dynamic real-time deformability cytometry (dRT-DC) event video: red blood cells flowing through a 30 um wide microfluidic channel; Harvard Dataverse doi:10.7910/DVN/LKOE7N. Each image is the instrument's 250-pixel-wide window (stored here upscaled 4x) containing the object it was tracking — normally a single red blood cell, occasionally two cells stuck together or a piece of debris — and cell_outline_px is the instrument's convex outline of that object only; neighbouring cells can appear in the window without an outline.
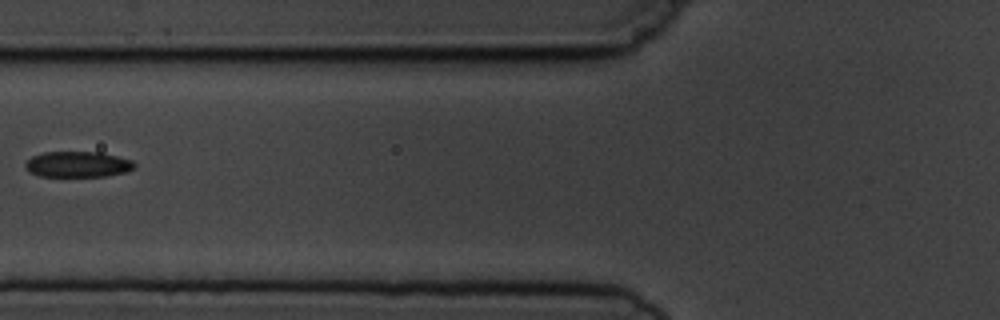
{"species": "common noctule bat (a hibernating species)", "species_latin": "Nyctalus noctula", "temperature_condition": "cold", "stored_images_in_passage": 3, "camera_frame_rate_fps": 3000, "um_per_image_px": 0.085, "animal": {"sex": "male", "body_mass_g": 19.5, "forearm_length_mm": 54.6}, "frame": {"image": 1, "passage_image": 2, "time_ms": 1.333, "image_size_px": [1000, 320], "cell_outline_px": [[136, 168], [124, 172], [104, 176], [40, 176], [28, 172], [24, 164], [32, 156], [44, 152], [100, 152], [132, 160], [136, 164]], "centroid_in_image_um": [6.6, 13.96], "position_along_channel_um": 119.2, "area_um2": 16.36}}
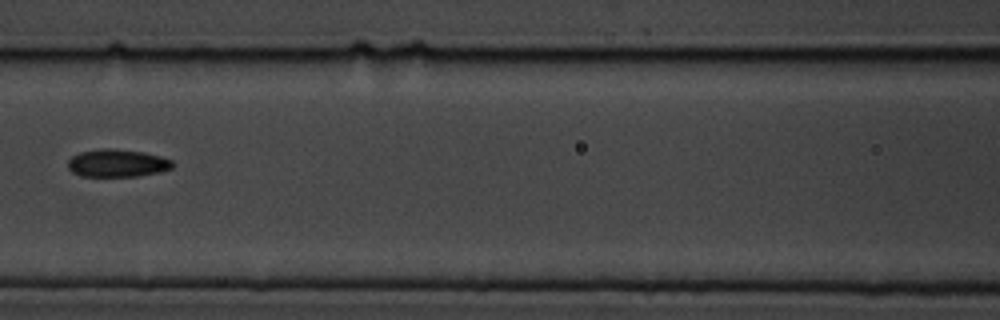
{"frame": {"image": 2, "passage_image": 3, "time_ms": 2.333, "image_size_px": [1000, 320], "cell_outline_px": [[176, 164], [172, 168], [160, 172], [136, 176], [80, 176], [72, 172], [68, 168], [68, 160], [72, 156], [80, 152], [100, 148], [112, 148], [144, 152], [160, 156], [172, 160]], "centroid_in_image_um": [9.98, 13.86], "position_along_channel_um": 156.6, "area_um2": 17.05}}